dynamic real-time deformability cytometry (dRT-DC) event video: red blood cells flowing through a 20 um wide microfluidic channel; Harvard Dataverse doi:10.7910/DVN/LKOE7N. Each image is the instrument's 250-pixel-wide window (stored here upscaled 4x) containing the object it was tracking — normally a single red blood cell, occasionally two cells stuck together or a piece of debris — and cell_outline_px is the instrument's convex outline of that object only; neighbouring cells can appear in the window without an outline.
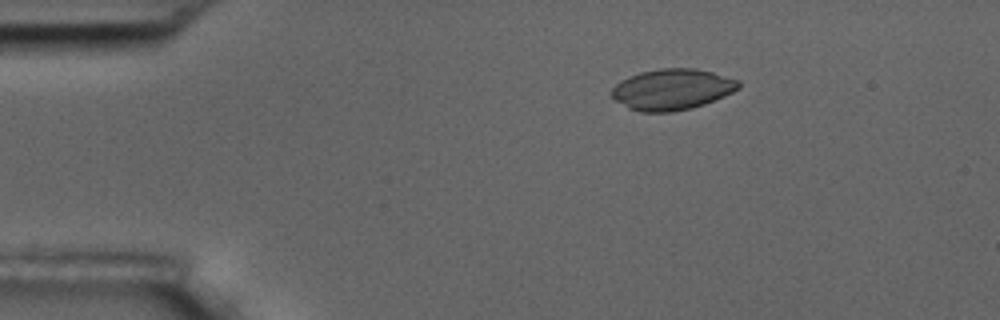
{"species": "common noctule bat (a hibernating species)", "species_latin": "Nyctalus noctula", "temperature_condition": "room temperature", "stored_images_in_passage": 4, "camera_frame_rate_fps": 3000, "um_per_image_px": 0.085, "animal": {"sex": "male", "body_mass_g": 17.5, "forearm_length_mm": 52.3}, "frame": {"image": 1, "passage_image": 1, "time_ms": 0.0, "image_size_px": [1000, 320], "cell_outline_px": [[740, 88], [724, 96], [704, 104], [692, 108], [672, 112], [640, 112], [628, 108], [616, 100], [608, 92], [620, 80], [628, 76], [640, 72], [660, 68], [696, 68], [712, 72], [740, 80]], "centroid_in_image_um": [57.11, 7.59], "position_along_channel_um": 27.9, "area_um2": 30.52}}